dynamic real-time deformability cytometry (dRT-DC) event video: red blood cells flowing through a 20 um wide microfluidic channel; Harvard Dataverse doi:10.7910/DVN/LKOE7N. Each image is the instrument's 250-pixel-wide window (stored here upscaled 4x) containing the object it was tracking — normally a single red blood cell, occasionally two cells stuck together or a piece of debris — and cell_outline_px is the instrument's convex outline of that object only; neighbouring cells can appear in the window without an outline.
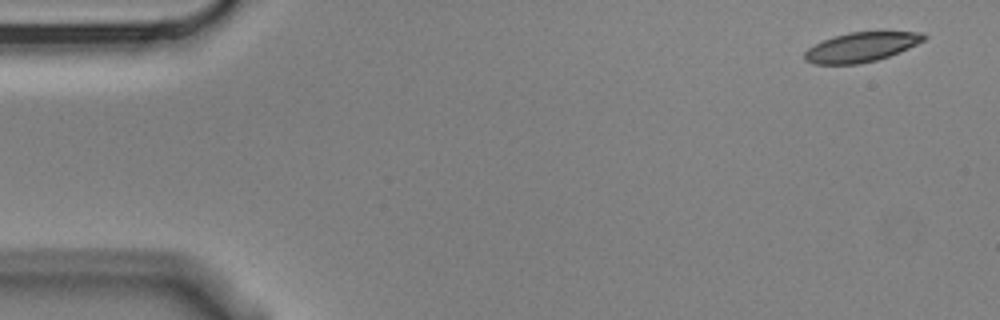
{"species": "Egyptian fruit bat (a non-hibernating species)", "species_latin": "Rousettus aegyptiacus", "temperature_condition": "cold", "stored_images_in_passage": 6, "camera_frame_rate_fps": 3000, "um_per_image_px": 0.085, "animal": {"sex": "male"}, "frame": {"image": 1, "passage_image": 1, "time_ms": 0.0, "image_size_px": [1000, 320], "cell_outline_px": [[928, 36], [924, 40], [908, 48], [888, 56], [876, 60], [860, 64], [812, 64], [804, 60], [804, 52], [808, 48], [824, 40], [848, 32], [924, 32]], "centroid_in_image_um": [73.19, 4.01], "position_along_channel_um": 11.8, "area_um2": 20.35}}
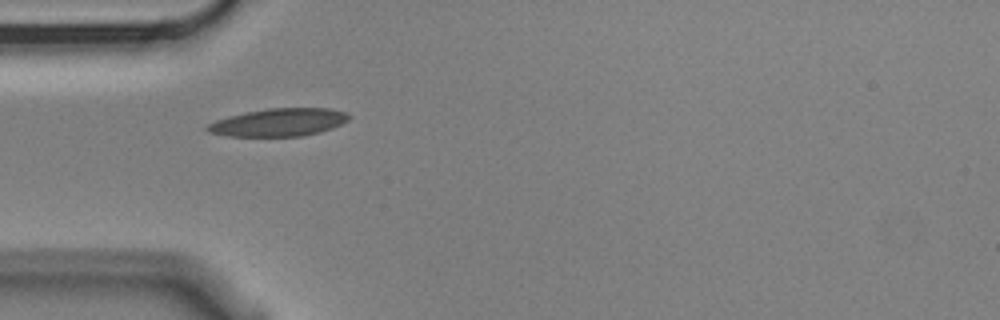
{"frame": {"image": 2, "passage_image": 5, "time_ms": 1.333, "image_size_px": [1000, 320], "cell_outline_px": [[352, 116], [348, 120], [332, 128], [320, 132], [304, 136], [228, 136], [208, 132], [204, 128], [208, 124], [216, 120], [228, 116], [244, 112], [268, 108], [332, 108], [344, 112]], "centroid_in_image_um": [23.69, 10.39], "position_along_channel_um": 61.3, "area_um2": 23.06}}
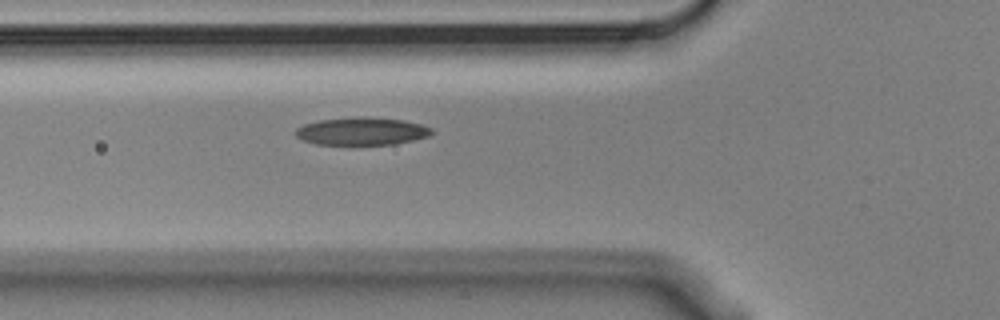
{"frame": {"image": 3, "passage_image": 6, "time_ms": 1.667, "image_size_px": [1000, 320], "cell_outline_px": [[432, 132], [428, 136], [412, 140], [392, 144], [316, 144], [300, 140], [296, 136], [296, 128], [304, 124], [316, 120], [360, 116], [404, 120], [420, 124], [432, 128]], "centroid_in_image_um": [30.7, 11.14], "position_along_channel_um": 95.1, "area_um2": 21.91}}